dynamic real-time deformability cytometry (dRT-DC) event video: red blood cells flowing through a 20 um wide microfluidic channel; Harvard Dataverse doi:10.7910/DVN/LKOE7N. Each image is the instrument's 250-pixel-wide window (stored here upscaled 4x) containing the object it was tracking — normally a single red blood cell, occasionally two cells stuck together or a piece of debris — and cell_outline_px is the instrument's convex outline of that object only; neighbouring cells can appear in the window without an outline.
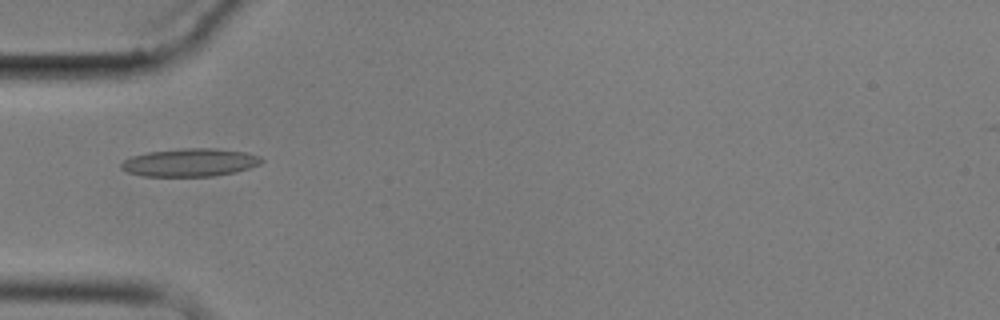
{"species": "common noctule bat (a hibernating species)", "species_latin": "Nyctalus noctula", "temperature_condition": "cold", "stored_images_in_passage": 6, "camera_frame_rate_fps": 3000, "um_per_image_px": 0.085, "animal": {"sex": "male", "body_mass_g": 17.9}, "frame": {"image": 1, "passage_image": 5, "time_ms": 5.333, "image_size_px": [1000, 320], "cell_outline_px": [[264, 160], [260, 164], [236, 172], [212, 176], [144, 176], [128, 172], [120, 168], [120, 164], [124, 160], [132, 156], [148, 152], [180, 148], [216, 148], [248, 152], [260, 156]], "centroid_in_image_um": [16.17, 13.8], "position_along_channel_um": 68.8, "area_um2": 23.0}}
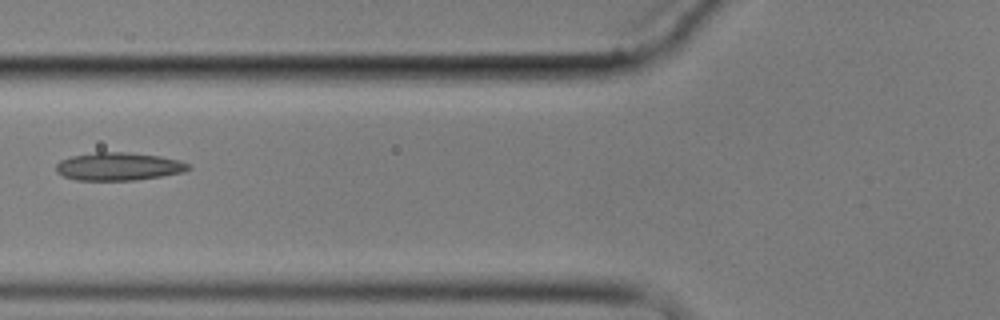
{"frame": {"image": 2, "passage_image": 6, "time_ms": 6.667, "image_size_px": [1000, 320], "cell_outline_px": [[192, 168], [184, 172], [164, 176], [136, 180], [76, 180], [64, 176], [56, 172], [56, 164], [60, 160], [72, 156], [96, 152], [128, 152], [160, 156], [180, 160], [188, 164]], "centroid_in_image_um": [10.1, 14.15], "position_along_channel_um": 115.7, "area_um2": 21.68}}